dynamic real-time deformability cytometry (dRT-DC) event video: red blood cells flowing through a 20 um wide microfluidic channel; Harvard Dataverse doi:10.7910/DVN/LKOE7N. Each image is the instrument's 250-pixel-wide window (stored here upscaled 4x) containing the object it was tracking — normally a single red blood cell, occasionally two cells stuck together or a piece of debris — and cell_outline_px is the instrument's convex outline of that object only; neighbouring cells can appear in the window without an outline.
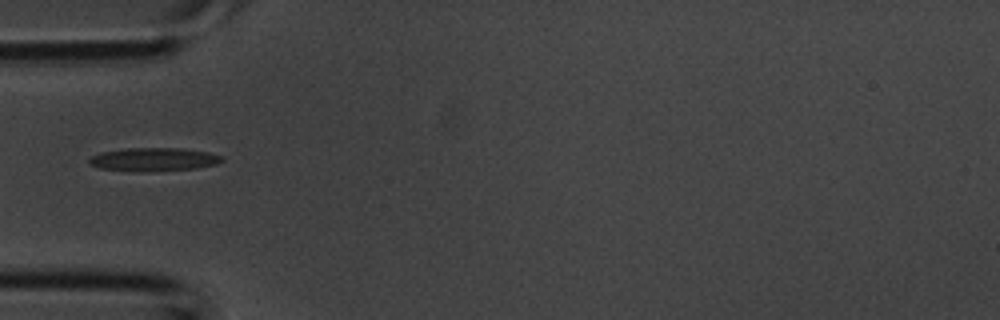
{"species": "common noctule bat (a hibernating species)", "species_latin": "Nyctalus noctula", "temperature_condition": "room temperature", "stored_images_in_passage": 1, "camera_frame_rate_fps": 3000, "um_per_image_px": 0.085, "animal": {"sex": "male", "body_mass_g": 20.1, "forearm_length_mm": 53.5}, "frame": {"image": 1, "passage_image": 1, "time_ms": 0.0, "image_size_px": [1000, 320], "cell_outline_px": [[224, 160], [216, 164], [196, 168], [100, 168], [88, 164], [88, 160], [92, 156], [100, 152], [128, 148], [180, 148], [208, 152], [224, 156]], "centroid_in_image_um": [13.12, 13.48], "position_along_channel_um": 71.9, "area_um2": 16.7}}